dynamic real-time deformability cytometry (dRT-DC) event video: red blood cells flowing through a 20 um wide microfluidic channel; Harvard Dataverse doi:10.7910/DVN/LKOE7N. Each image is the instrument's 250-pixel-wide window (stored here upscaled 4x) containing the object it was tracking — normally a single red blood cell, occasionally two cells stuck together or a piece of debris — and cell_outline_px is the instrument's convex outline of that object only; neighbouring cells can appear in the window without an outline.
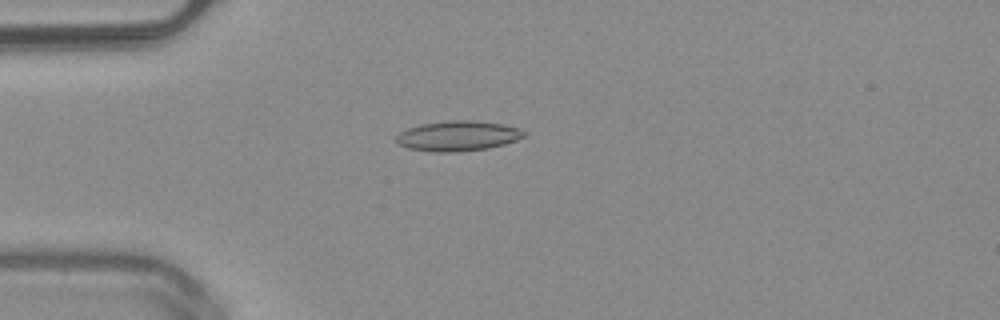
{"species": "common noctule bat (a hibernating species)", "species_latin": "Nyctalus noctula", "temperature_condition": "warm", "stored_images_in_passage": 51, "camera_frame_rate_fps": 3000, "um_per_image_px": 0.085, "animal": {"sex": "male", "body_mass_g": 20.4}, "frame": {"image": 1, "passage_image": 14, "time_ms": 4.333, "image_size_px": [1000, 320], "cell_outline_px": [[528, 136], [504, 144], [488, 148], [456, 152], [432, 152], [408, 148], [400, 144], [396, 140], [396, 136], [400, 132], [408, 128], [420, 124], [448, 120], [468, 120], [500, 124], [516, 128], [528, 132]], "centroid_in_image_um": [38.92, 11.56], "position_along_channel_um": 46.1, "area_um2": 22.37}}
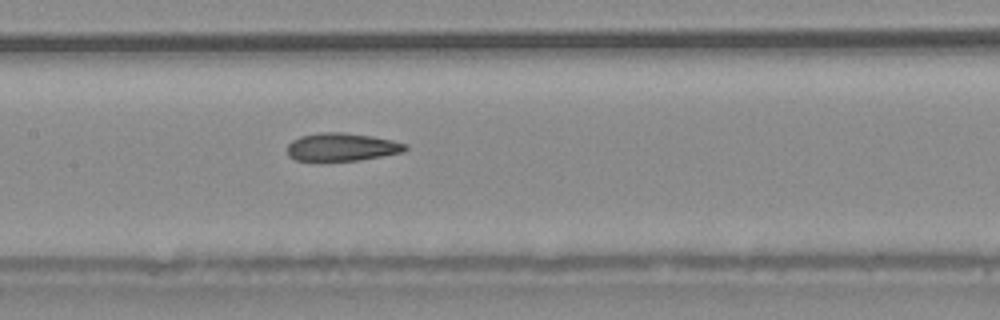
{"frame": {"image": 2, "passage_image": 25, "time_ms": 8.0, "image_size_px": [1000, 320], "cell_outline_px": [[408, 148], [404, 152], [384, 156], [360, 160], [320, 164], [296, 160], [288, 156], [288, 144], [292, 140], [300, 136], [320, 132], [344, 132], [372, 136], [392, 140], [408, 144]], "centroid_in_image_um": [29.03, 12.54], "position_along_channel_um": 178.4, "area_um2": 20.23}}
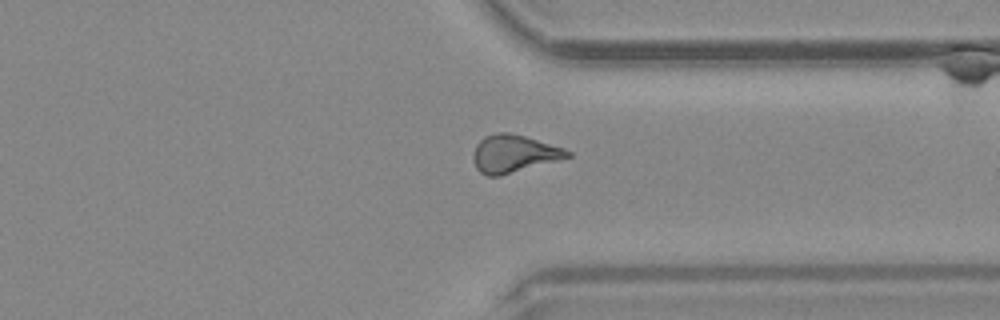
{"frame": {"image": 3, "passage_image": 39, "time_ms": 12.667, "image_size_px": [1000, 320], "cell_outline_px": [[572, 156], [500, 176], [488, 176], [480, 172], [476, 168], [472, 156], [476, 144], [484, 136], [496, 132], [508, 132], [524, 136], [564, 148], [572, 152]], "centroid_in_image_um": [43.65, 13.06], "position_along_channel_um": 367.8, "area_um2": 20.58}, "authors_computed_cell_mechanics": {"area_um2": 20.5768, "velocity_mm_per_s": 4.0646, "shape_relaxation_time_tau1_ms": null, "shape_relaxation_time_tau2_ms": 1.5685, "deformation_change_tau1": null, "deformation_change_tau2": 0.085}}